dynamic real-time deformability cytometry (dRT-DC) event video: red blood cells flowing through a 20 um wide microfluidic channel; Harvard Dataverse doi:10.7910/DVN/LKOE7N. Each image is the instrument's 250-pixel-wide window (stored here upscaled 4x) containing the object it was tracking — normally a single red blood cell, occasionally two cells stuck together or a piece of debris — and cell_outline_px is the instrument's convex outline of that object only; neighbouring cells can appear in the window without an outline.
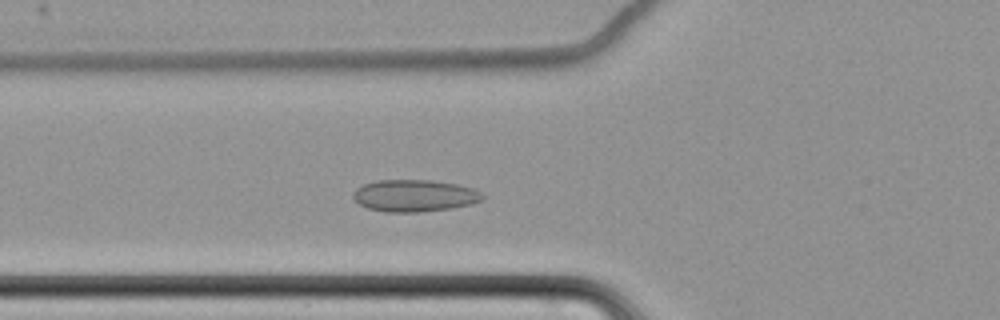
{"species": "common noctule bat (a hibernating species)", "species_latin": "Nyctalus noctula", "temperature_condition": "cold", "stored_images_in_passage": 56, "camera_frame_rate_fps": 3000, "um_per_image_px": 0.085, "animal": {"sex": "female", "body_mass_g": 22.7, "forearm_length_mm": 54.2}, "frame": {"image": 1, "passage_image": 18, "time_ms": 5.667, "image_size_px": [1000, 320], "cell_outline_px": [[484, 200], [472, 204], [452, 208], [420, 212], [384, 212], [368, 208], [360, 204], [352, 196], [352, 192], [356, 188], [364, 184], [376, 180], [428, 180], [456, 184], [472, 188], [480, 192], [484, 196]], "centroid_in_image_um": [35.23, 16.64], "position_along_channel_um": 90.6, "area_um2": 24.16}}
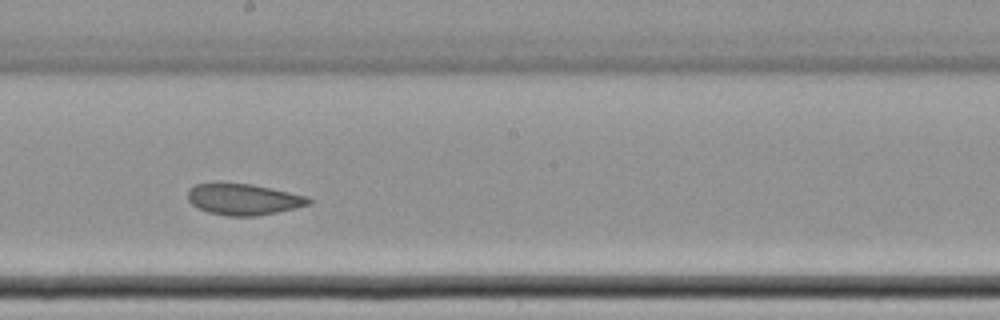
{"frame": {"image": 2, "passage_image": 30, "time_ms": 9.667, "image_size_px": [1000, 320], "cell_outline_px": [[312, 200], [308, 204], [296, 208], [256, 216], [228, 216], [208, 212], [192, 204], [188, 200], [188, 192], [196, 184], [216, 180], [252, 184], [308, 196]], "centroid_in_image_um": [20.66, 16.9], "position_along_channel_um": 227.5, "area_um2": 22.37}}
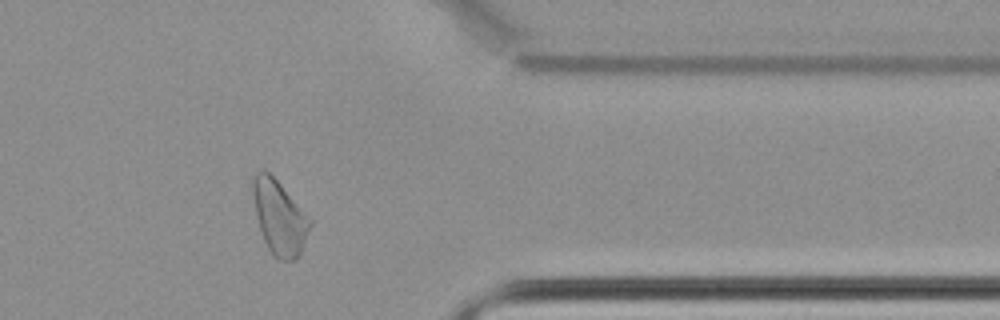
{"frame": {"image": 3, "passage_image": 45, "time_ms": 14.667, "image_size_px": [1000, 320], "cell_outline_px": [[312, 224], [304, 244], [296, 260], [276, 260], [272, 256], [264, 240], [260, 228], [256, 212], [252, 192], [252, 180], [256, 172], [264, 168], [280, 184], [312, 220]], "centroid_in_image_um": [23.75, 18.5], "position_along_channel_um": 387.7, "area_um2": 24.45}, "authors_computed_cell_mechanics": {"area_um2": 24.5939, "velocity_mm_per_s": 3.4383, "shape_relaxation_time_tau1_ms": null, "shape_relaxation_time_tau2_ms": 3.0957, "deformation_change_tau1": null, "deformation_change_tau2": 0.0806}}